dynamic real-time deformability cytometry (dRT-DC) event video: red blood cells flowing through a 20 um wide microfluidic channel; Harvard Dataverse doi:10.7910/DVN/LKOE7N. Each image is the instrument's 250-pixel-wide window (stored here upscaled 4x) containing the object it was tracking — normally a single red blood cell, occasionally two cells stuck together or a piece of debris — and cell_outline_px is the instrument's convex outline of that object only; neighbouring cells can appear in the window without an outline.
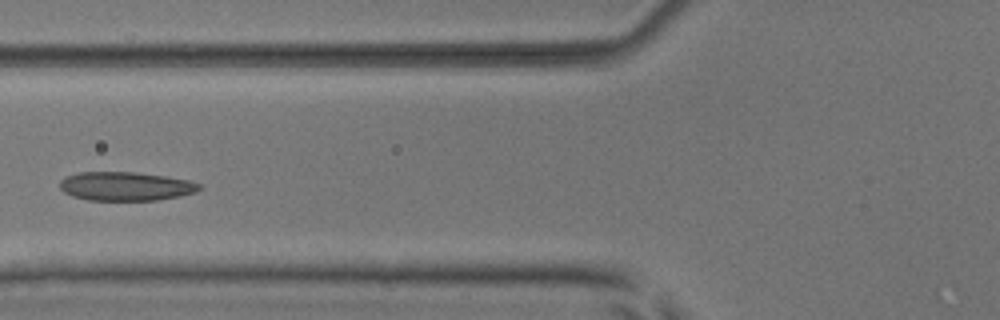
{"species": "common noctule bat (a hibernating species)", "species_latin": "Nyctalus noctula", "temperature_condition": "room temperature", "stored_images_in_passage": 4, "camera_frame_rate_fps": 3000, "um_per_image_px": 0.085, "animal": {"sex": "male", "body_mass_g": 17.9, "forearm_length_mm": 54.2}, "frame": {"image": 1, "passage_image": 4, "time_ms": 3.667, "image_size_px": [1000, 320], "cell_outline_px": [[200, 188], [196, 192], [180, 196], [156, 200], [88, 200], [72, 196], [64, 192], [60, 188], [60, 180], [64, 176], [80, 172], [136, 172], [164, 176], [188, 180], [200, 184]], "centroid_in_image_um": [10.65, 15.83], "position_along_channel_um": 115.2, "area_um2": 23.41}}